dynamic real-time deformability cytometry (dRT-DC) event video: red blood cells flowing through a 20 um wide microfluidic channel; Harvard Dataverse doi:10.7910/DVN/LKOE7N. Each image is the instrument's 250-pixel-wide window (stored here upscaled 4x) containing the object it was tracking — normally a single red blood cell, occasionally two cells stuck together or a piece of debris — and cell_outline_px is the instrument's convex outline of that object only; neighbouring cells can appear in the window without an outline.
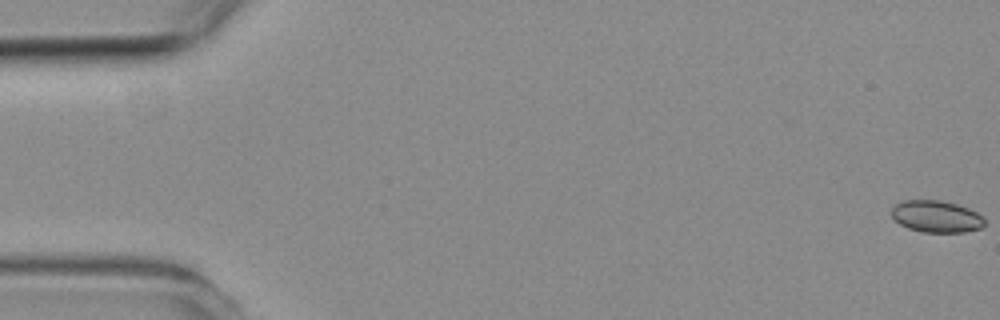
{"species": "common noctule bat (a hibernating species)", "species_latin": "Nyctalus noctula", "temperature_condition": "room temperature", "stored_images_in_passage": 6, "segment_of_instrument_passage": [1, 2], "camera_frame_rate_fps": 3000, "um_per_image_px": 0.085, "animal": {"sex": "female", "body_mass_g": 19.3, "forearm_length_mm": 54.1}, "frame": {"image": 1, "passage_image": 1, "time_ms": 0.0, "image_size_px": [1000, 320], "cell_outline_px": [[984, 224], [980, 228], [964, 232], [920, 232], [908, 228], [900, 224], [892, 216], [892, 208], [900, 200], [940, 200], [956, 204], [968, 208], [976, 212], [984, 220]], "centroid_in_image_um": [79.56, 18.4], "position_along_channel_um": 5.4, "area_um2": 17.17}}
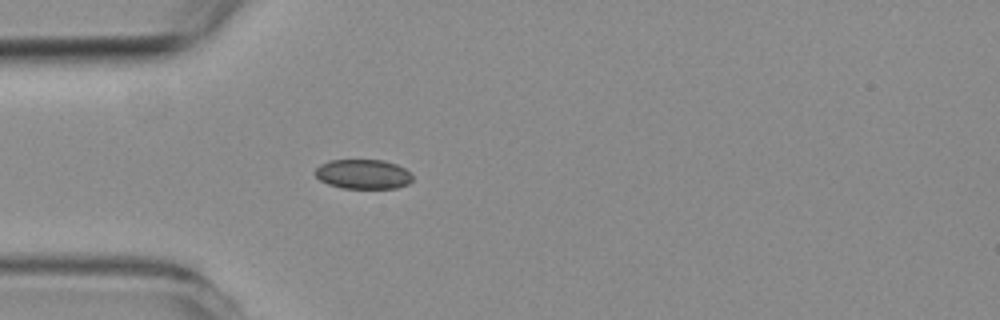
{"frame": {"image": 2, "passage_image": 5, "time_ms": 5.0, "image_size_px": [1000, 320], "cell_outline_px": [[412, 180], [408, 184], [396, 188], [344, 188], [328, 184], [320, 180], [312, 172], [320, 164], [328, 160], [384, 160], [396, 164], [404, 168], [412, 176]], "centroid_in_image_um": [30.83, 14.8], "position_along_channel_um": 54.2, "area_um2": 16.82}}